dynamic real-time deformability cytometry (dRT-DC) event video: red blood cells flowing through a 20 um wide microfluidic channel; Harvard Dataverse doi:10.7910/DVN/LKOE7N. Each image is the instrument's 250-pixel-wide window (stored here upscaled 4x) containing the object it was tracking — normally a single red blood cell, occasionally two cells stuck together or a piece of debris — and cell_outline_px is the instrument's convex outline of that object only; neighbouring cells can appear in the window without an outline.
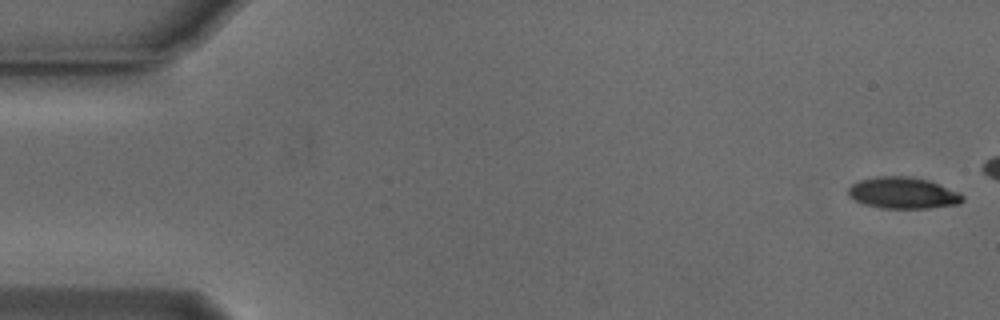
{"species": "Egyptian fruit bat (a non-hibernating species)", "species_latin": "Rousettus aegyptiacus", "temperature_condition": "cold", "stored_images_in_passage": 44, "camera_frame_rate_fps": 3000, "um_per_image_px": 0.085, "animal": {"sex": "male"}, "frame": {"image": 1, "passage_image": 1, "time_ms": 0.0, "image_size_px": [1000, 320], "cell_outline_px": [[964, 200], [960, 204], [928, 208], [880, 208], [864, 204], [848, 196], [848, 188], [852, 184], [860, 180], [880, 176], [908, 176], [928, 180], [960, 192], [964, 196]], "centroid_in_image_um": [76.78, 16.4], "position_along_channel_um": 8.2, "area_um2": 20.98}}
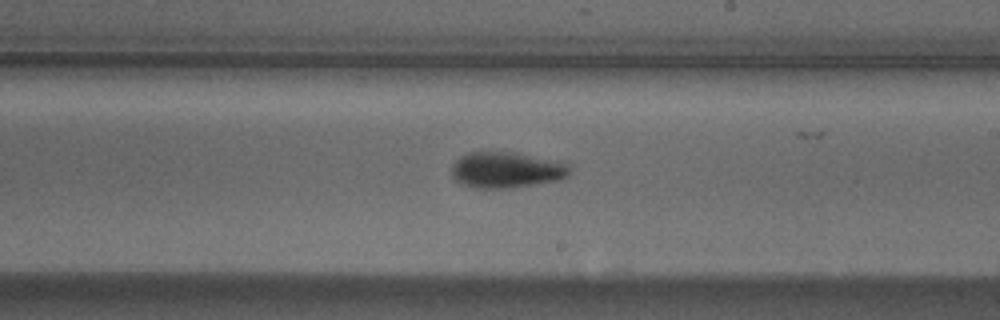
{"frame": {"image": 2, "passage_image": 31, "time_ms": 10.0, "image_size_px": [1000, 320], "cell_outline_px": [[568, 176], [560, 180], [536, 184], [508, 188], [476, 188], [464, 184], [456, 180], [452, 176], [452, 164], [460, 156], [468, 152], [516, 152], [564, 160], [568, 164]], "centroid_in_image_um": [43.09, 14.42], "position_along_channel_um": 245.9, "area_um2": 25.09}}
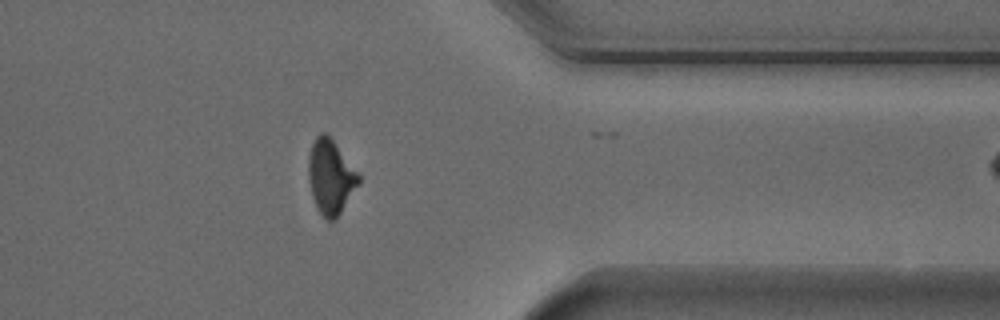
{"frame": {"image": 3, "passage_image": 43, "time_ms": 14.0, "image_size_px": [1000, 320], "cell_outline_px": [[360, 184], [336, 220], [328, 220], [316, 208], [312, 196], [308, 180], [308, 156], [312, 144], [316, 136], [320, 132], [324, 132], [332, 140], [360, 176]], "centroid_in_image_um": [28.09, 15.07], "position_along_channel_um": 383.3, "area_um2": 21.68}}